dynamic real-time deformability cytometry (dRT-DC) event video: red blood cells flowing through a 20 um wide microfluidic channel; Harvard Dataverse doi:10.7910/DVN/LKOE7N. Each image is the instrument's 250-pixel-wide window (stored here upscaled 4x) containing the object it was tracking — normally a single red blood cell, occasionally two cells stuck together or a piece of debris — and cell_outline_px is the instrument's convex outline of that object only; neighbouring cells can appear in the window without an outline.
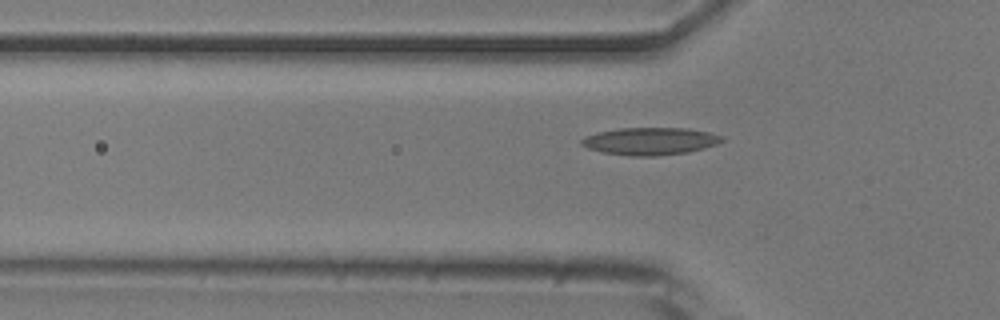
{"species": "common noctule bat (a hibernating species)", "species_latin": "Nyctalus noctula", "temperature_condition": "room temperature", "stored_images_in_passage": 41, "camera_frame_rate_fps": 3000, "um_per_image_px": 0.085, "animal": {"sex": "male", "body_mass_g": 20.5, "forearm_length_mm": 52.5}, "frame": {"image": 1, "passage_image": 12, "time_ms": 3.667, "image_size_px": [1000, 320], "cell_outline_px": [[724, 140], [716, 144], [704, 148], [688, 152], [656, 156], [628, 156], [600, 152], [588, 148], [580, 144], [580, 140], [584, 136], [596, 132], [620, 128], [688, 128], [708, 132], [724, 136]], "centroid_in_image_um": [55.23, 12.0], "position_along_channel_um": 70.6, "area_um2": 22.66}}
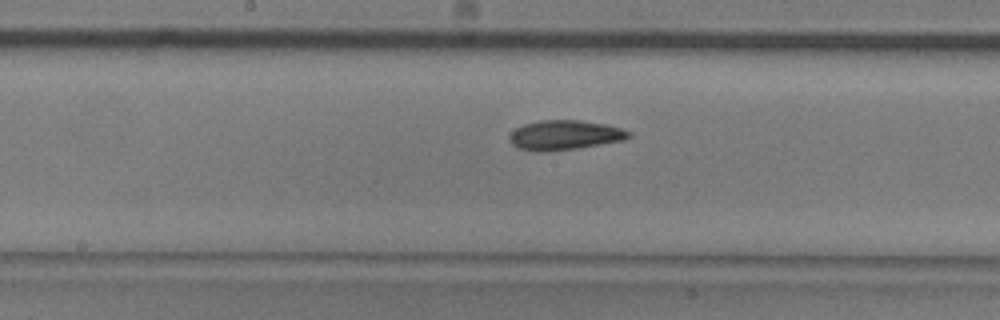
{"frame": {"image": 2, "passage_image": 22, "time_ms": 7.0, "image_size_px": [1000, 320], "cell_outline_px": [[632, 136], [624, 140], [576, 148], [544, 152], [532, 152], [520, 148], [512, 144], [508, 140], [508, 136], [516, 128], [524, 124], [540, 120], [580, 120], [604, 124], [620, 128], [632, 132]], "centroid_in_image_um": [47.98, 11.48], "position_along_channel_um": 200.2, "area_um2": 20.63}}
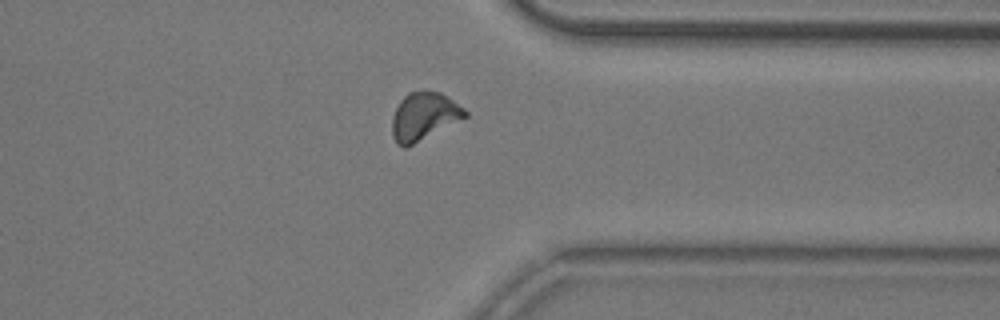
{"frame": {"image": 3, "passage_image": 36, "time_ms": 11.667, "image_size_px": [1000, 320], "cell_outline_px": [[468, 116], [408, 148], [404, 148], [396, 144], [392, 136], [392, 116], [400, 100], [408, 92], [424, 88], [440, 92], [464, 108], [468, 112]], "centroid_in_image_um": [36.01, 9.89], "position_along_channel_um": 375.4, "area_um2": 20.87}, "authors_computed_cell_mechanics": {"area_um2": 20.2878, "velocity_mm_per_s": 3.8573, "shape_relaxation_time_tau1_ms": 7.6818, "shape_relaxation_time_tau2_ms": 1.7329, "deformation_change_tau1": 0.1645, "deformation_change_tau2": 0.0826}}